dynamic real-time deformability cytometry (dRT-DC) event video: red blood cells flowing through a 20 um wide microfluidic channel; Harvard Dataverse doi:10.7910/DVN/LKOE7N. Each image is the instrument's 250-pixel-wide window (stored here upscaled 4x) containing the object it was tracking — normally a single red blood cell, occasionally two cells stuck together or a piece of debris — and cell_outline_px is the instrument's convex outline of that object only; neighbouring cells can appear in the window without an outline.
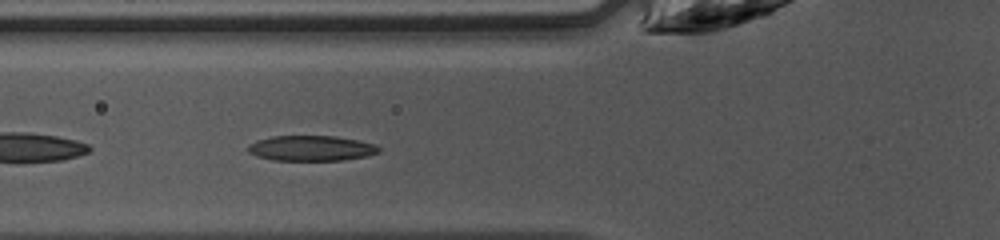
{"species": "common noctule bat (a hibernating species)", "species_latin": "Nyctalus noctula", "temperature_condition": "warm", "stored_images_in_passage": 33, "camera_frame_rate_fps": 3000, "um_per_image_px": 0.085, "animal": {"sex": "female", "body_mass_g": 10.0, "forearm_length_mm": 53.1}, "frame": {"image": 1, "passage_image": 3, "time_ms": 0.667, "image_size_px": [1000, 240], "cell_outline_px": [[380, 152], [364, 156], [344, 160], [272, 160], [256, 156], [248, 152], [248, 144], [256, 140], [272, 136], [336, 136], [376, 144], [380, 148]], "centroid_in_image_um": [26.42, 12.6], "position_along_channel_um": 99.4, "area_um2": 19.31}}
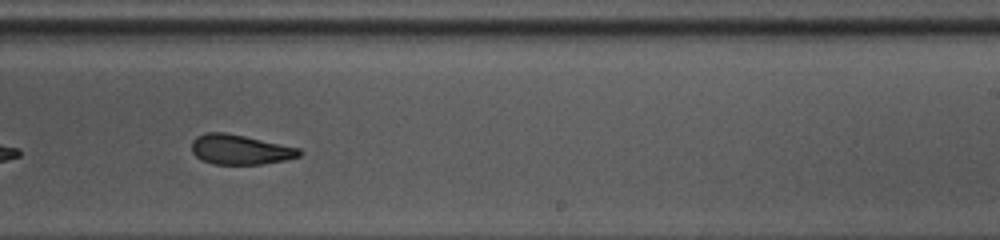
{"frame": {"image": 2, "passage_image": 15, "time_ms": 4.667, "image_size_px": [1000, 240], "cell_outline_px": [[304, 152], [300, 156], [284, 160], [264, 164], [212, 164], [200, 160], [192, 152], [192, 140], [196, 136], [204, 132], [224, 132], [244, 136], [300, 148]], "centroid_in_image_um": [20.39, 12.71], "position_along_channel_um": 268.6, "area_um2": 18.84}}
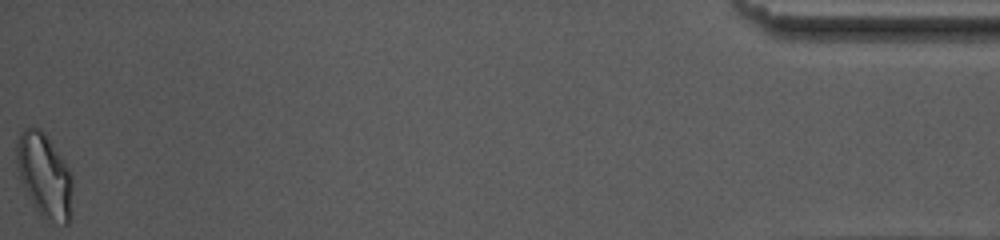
{"frame": {"image": 3, "passage_image": 33, "time_ms": 10.667, "image_size_px": [1000, 240], "cell_outline_px": [[72, 216], [68, 224], [64, 224], [44, 220], [40, 216], [20, 180], [16, 160], [16, 144], [20, 132], [24, 128], [32, 124], [40, 128], [44, 132], [68, 168], [72, 176]], "centroid_in_image_um": [3.78, 14.92], "position_along_channel_um": 431.4, "area_um2": 27.69}, "authors_computed_cell_mechanics": {"area_um2": 19.4786, "velocity_mm_per_s": 4.2197, "shape_relaxation_time_tau1_ms": 4.2172, "shape_relaxation_time_tau2_ms": 2.5792, "deformation_change_tau1": 0.1757, "deformation_change_tau2": 0.0882}}